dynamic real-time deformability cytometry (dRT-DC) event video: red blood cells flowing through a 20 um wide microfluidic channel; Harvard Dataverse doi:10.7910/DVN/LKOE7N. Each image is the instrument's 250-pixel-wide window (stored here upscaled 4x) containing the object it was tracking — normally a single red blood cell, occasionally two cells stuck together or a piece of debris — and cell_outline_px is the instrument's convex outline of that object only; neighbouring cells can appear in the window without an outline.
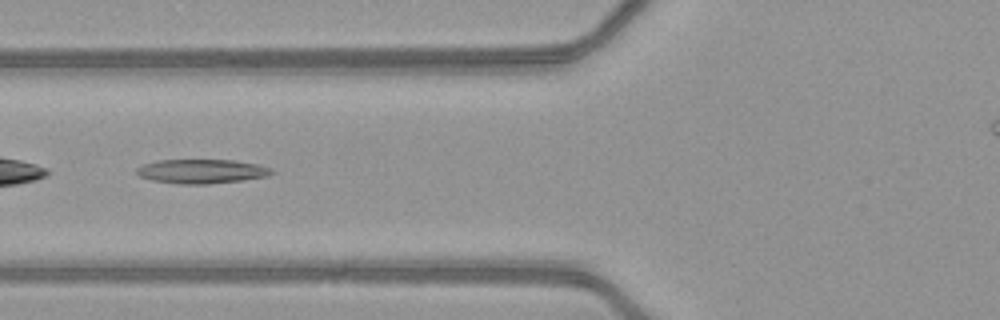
{"species": "common noctule bat (a hibernating species)", "species_latin": "Nyctalus noctula", "temperature_condition": "warm", "stored_images_in_passage": 34, "camera_frame_rate_fps": 3000, "um_per_image_px": 0.085, "animal": {"sex": "female", "body_mass_g": 21.9}, "frame": {"image": 1, "passage_image": 6, "time_ms": 1.667, "image_size_px": [1000, 320], "cell_outline_px": [[276, 172], [268, 176], [244, 180], [208, 184], [180, 184], [152, 180], [140, 176], [136, 172], [136, 168], [144, 164], [156, 160], [232, 160], [256, 164], [272, 168]], "centroid_in_image_um": [17.16, 14.56], "position_along_channel_um": 108.6, "area_um2": 19.07}}
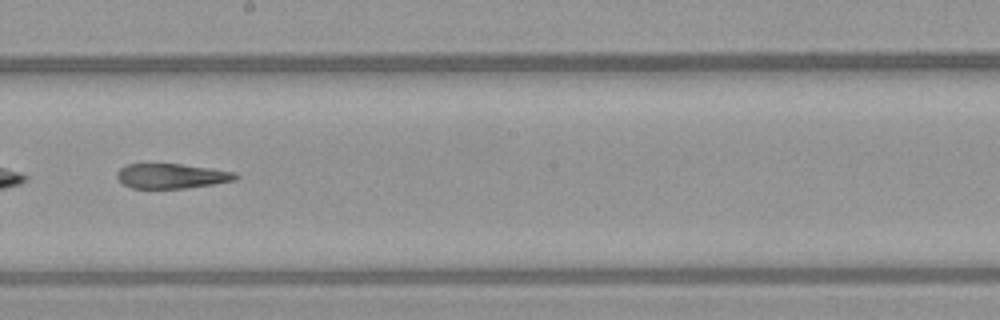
{"frame": {"image": 2, "passage_image": 15, "time_ms": 4.667, "image_size_px": [1000, 320], "cell_outline_px": [[240, 176], [236, 180], [212, 184], [184, 188], [132, 188], [124, 184], [116, 176], [116, 172], [120, 168], [128, 164], [180, 164], [236, 172]], "centroid_in_image_um": [14.59, 14.96], "position_along_channel_um": 233.6, "area_um2": 16.99}, "authors_computed_cell_mechanics": {"area_um2": 18.9873, "velocity_mm_per_s": 4.1578, "shape_relaxation_time_tau1_ms": null, "shape_relaxation_time_tau2_ms": 3.3837, "deformation_change_tau1": null, "deformation_change_tau2": 0.1339}}